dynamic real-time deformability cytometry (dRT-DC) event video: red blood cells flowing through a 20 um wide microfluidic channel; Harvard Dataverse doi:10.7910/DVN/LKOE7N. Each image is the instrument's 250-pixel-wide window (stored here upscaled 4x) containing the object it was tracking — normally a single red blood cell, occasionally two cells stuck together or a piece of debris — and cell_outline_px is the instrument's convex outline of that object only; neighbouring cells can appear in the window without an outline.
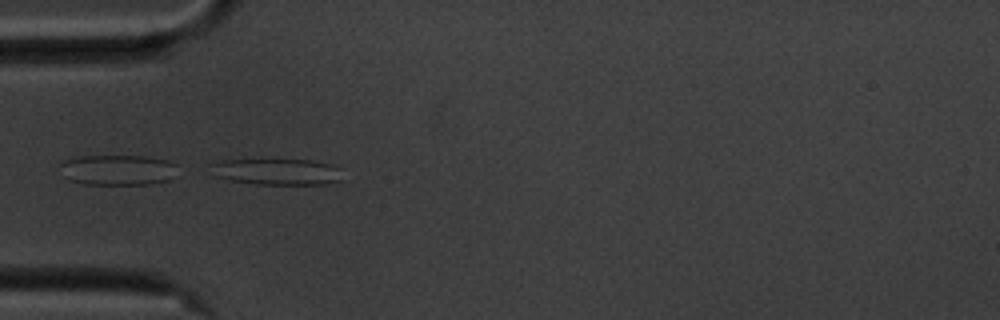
{"species": "common noctule bat (a hibernating species)", "species_latin": "Nyctalus noctula", "temperature_condition": "cold", "stored_images_in_passage": 47, "camera_frame_rate_fps": 3000, "um_per_image_px": 0.085, "animal": {"sex": "male", "body_mass_g": 20.1, "forearm_length_mm": 53.5}, "frame": {"image": 1, "passage_image": 9, "time_ms": 2.667, "image_size_px": [1000, 320], "cell_outline_px": [[340, 180], [324, 184], [256, 184], [232, 180], [216, 176], [208, 164], [224, 160], [260, 156], [312, 160], [328, 164], [340, 168]], "centroid_in_image_um": [23.47, 14.53], "position_along_channel_um": 61.5, "area_um2": 21.1}}
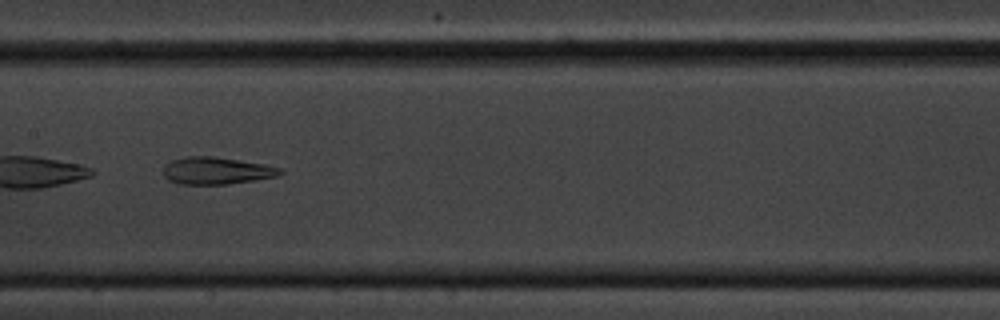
{"frame": {"image": 2, "passage_image": 20, "time_ms": 6.333, "image_size_px": [1000, 320], "cell_outline_px": [[284, 172], [276, 176], [256, 180], [228, 184], [180, 184], [168, 180], [164, 176], [164, 164], [172, 160], [188, 156], [212, 156], [264, 164], [284, 168]], "centroid_in_image_um": [18.41, 14.51], "position_along_channel_um": 189.0, "area_um2": 18.55}}
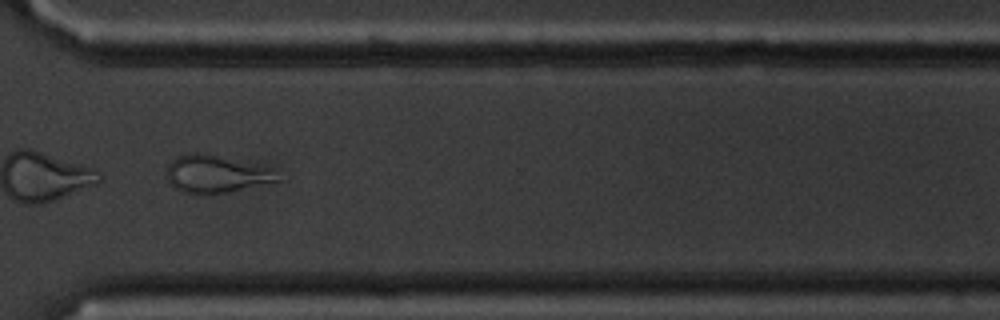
{"frame": {"image": 3, "passage_image": 34, "time_ms": 11.0, "image_size_px": [1000, 320], "cell_outline_px": [[288, 180], [228, 192], [204, 196], [184, 192], [176, 188], [168, 180], [168, 164], [176, 156], [188, 152], [200, 152], [272, 168]], "centroid_in_image_um": [18.46, 14.81], "position_along_channel_um": 352.1, "area_um2": 24.8}, "authors_computed_cell_mechanics": {"area_um2": 21.097, "velocity_mm_per_s": 3.5083, "shape_relaxation_time_tau1_ms": null, "shape_relaxation_time_tau2_ms": 2.6534, "deformation_change_tau1": null, "deformation_change_tau2": 0.122}}